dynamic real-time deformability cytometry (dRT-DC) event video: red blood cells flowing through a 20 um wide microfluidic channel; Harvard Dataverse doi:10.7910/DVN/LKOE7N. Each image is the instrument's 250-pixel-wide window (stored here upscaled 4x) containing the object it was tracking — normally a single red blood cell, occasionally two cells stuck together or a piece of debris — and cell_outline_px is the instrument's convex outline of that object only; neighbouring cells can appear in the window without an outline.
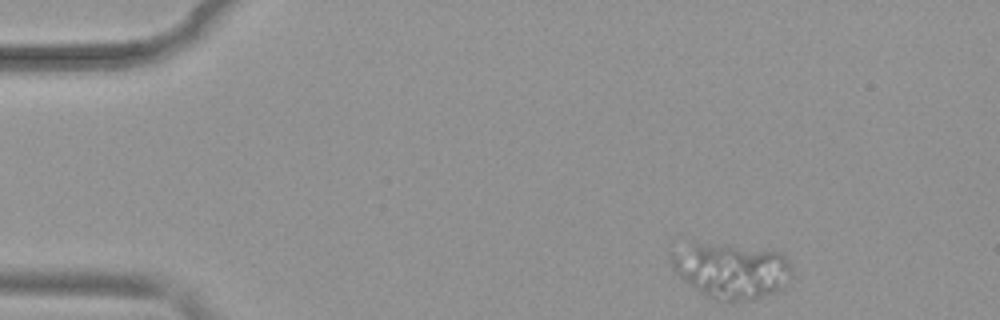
{"species": "common noctule bat (a hibernating species)", "species_latin": "Nyctalus noctula", "temperature_condition": "warm", "stored_images_in_passage": 47, "camera_frame_rate_fps": 3000, "um_per_image_px": 0.085, "animal": {"sex": "female", "body_mass_g": 19.9}, "frame": {"image": 1, "passage_image": 1, "time_ms": 0.0, "image_size_px": [1000, 320], "cell_outline_px": [[792, 276], [784, 288], [752, 300], [720, 300], [708, 296], [696, 288], [680, 276], [672, 268], [672, 256], [696, 244], [728, 244], [784, 252], [792, 272]], "centroid_in_image_um": [62.3, 23.01], "position_along_channel_um": 22.7, "area_um2": 37.86}}
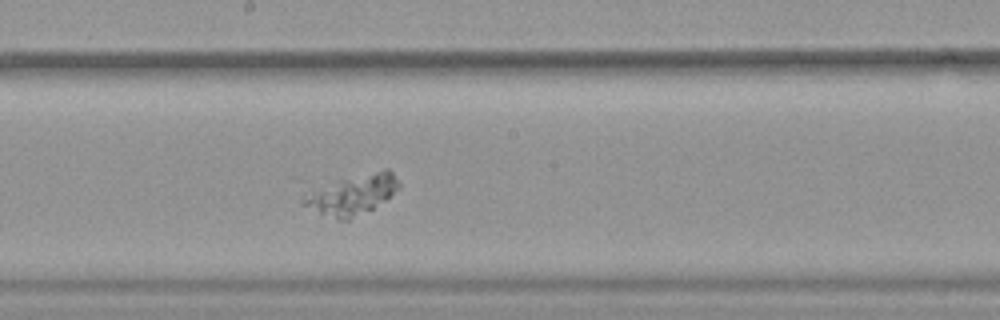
{"frame": {"image": 2, "passage_image": 23, "time_ms": 7.333, "image_size_px": [1000, 320], "cell_outline_px": [[400, 188], [384, 200], [372, 208], [348, 220], [340, 220], [300, 204], [300, 200], [312, 192], [336, 180], [384, 168], [388, 168], [392, 172], [400, 184]], "centroid_in_image_um": [29.99, 16.51], "position_along_channel_um": 218.2, "area_um2": 21.56}}
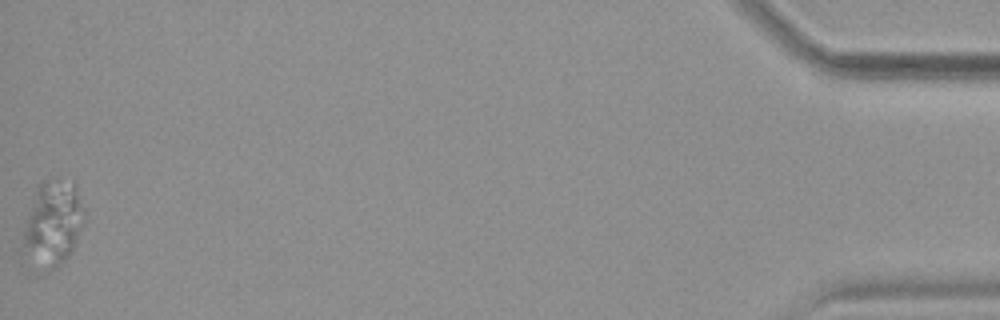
{"frame": {"image": 3, "passage_image": 47, "time_ms": 15.333, "image_size_px": [1000, 320], "cell_outline_px": [[84, 224], [68, 256], [60, 264], [48, 272], [44, 272], [20, 244], [36, 184], [44, 180], [60, 176], [72, 180], [76, 184], [84, 208]], "centroid_in_image_um": [4.51, 18.88], "position_along_channel_um": 430.7, "area_um2": 30.75}}